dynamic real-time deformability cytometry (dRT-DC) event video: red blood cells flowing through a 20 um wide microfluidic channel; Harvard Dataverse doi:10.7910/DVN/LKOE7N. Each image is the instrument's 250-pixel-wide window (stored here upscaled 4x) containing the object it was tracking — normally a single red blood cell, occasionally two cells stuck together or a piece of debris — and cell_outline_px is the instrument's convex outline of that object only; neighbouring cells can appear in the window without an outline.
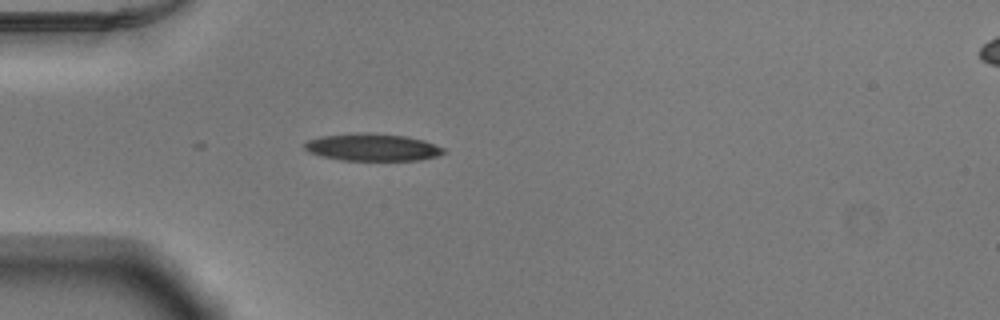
{"species": "Egyptian fruit bat (a non-hibernating species)", "species_latin": "Rousettus aegyptiacus", "temperature_condition": "warm", "stored_images_in_passage": 13, "camera_frame_rate_fps": 3000, "um_per_image_px": 0.085, "animal": {"sex": "male"}, "frame": {"image": 1, "passage_image": 13, "time_ms": 4.0, "image_size_px": [1000, 320], "cell_outline_px": [[448, 152], [440, 156], [416, 160], [344, 160], [324, 156], [308, 152], [304, 148], [304, 144], [308, 140], [320, 136], [360, 132], [368, 132], [408, 136], [424, 140], [444, 148]], "centroid_in_image_um": [31.7, 12.5], "position_along_channel_um": 53.3, "area_um2": 22.25}}